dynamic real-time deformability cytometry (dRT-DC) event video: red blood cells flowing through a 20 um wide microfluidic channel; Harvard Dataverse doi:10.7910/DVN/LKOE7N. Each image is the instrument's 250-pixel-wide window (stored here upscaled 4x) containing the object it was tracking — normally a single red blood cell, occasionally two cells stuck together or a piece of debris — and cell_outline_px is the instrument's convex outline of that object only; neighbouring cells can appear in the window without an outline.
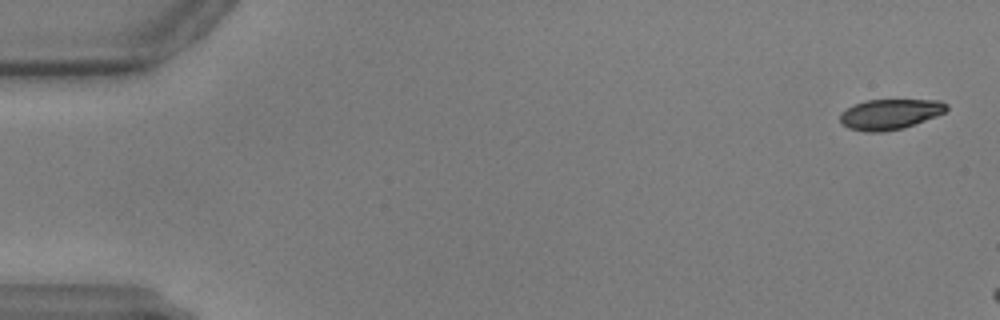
{"species": "common noctule bat (a hibernating species)", "species_latin": "Nyctalus noctula", "temperature_condition": "warm", "stored_images_in_passage": 9, "camera_frame_rate_fps": 3000, "um_per_image_px": 0.085, "animal": {"sex": "male", "body_mass_g": 17.9, "forearm_length_mm": 54.2}, "frame": {"image": 1, "passage_image": 2, "time_ms": 0.333, "image_size_px": [1000, 320], "cell_outline_px": [[948, 108], [944, 112], [936, 116], [904, 128], [880, 132], [864, 132], [848, 128], [840, 124], [840, 112], [856, 104], [868, 100], [940, 100], [948, 104]], "centroid_in_image_um": [75.64, 9.71], "position_along_channel_um": 9.4, "area_um2": 18.84}}